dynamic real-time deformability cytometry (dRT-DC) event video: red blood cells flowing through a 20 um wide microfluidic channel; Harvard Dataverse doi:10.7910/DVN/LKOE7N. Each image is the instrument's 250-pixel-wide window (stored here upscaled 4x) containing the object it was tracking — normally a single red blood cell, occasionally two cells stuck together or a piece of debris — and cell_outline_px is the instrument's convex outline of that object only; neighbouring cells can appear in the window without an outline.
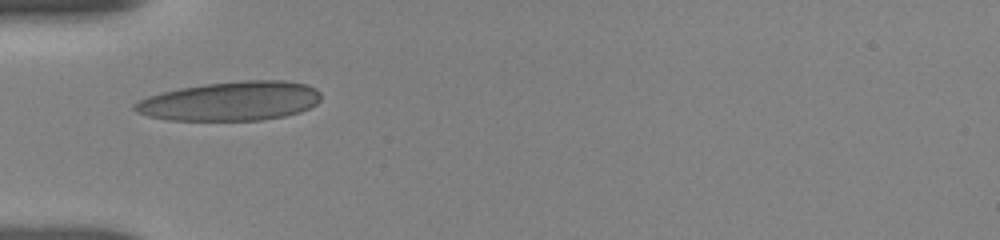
{"species": "human", "species_latin": "Homo sapiens", "temperature_condition": "room temperature", "stored_images_in_passage": 28, "camera_frame_rate_fps": 3000, "um_per_image_px": 0.085, "donor": {"sex": "female"}, "frame": {"image": 1, "passage_image": 1, "time_ms": 0.0, "image_size_px": [1000, 240], "cell_outline_px": [[320, 100], [316, 104], [300, 112], [284, 116], [260, 120], [168, 120], [148, 116], [136, 112], [132, 108], [140, 100], [148, 96], [180, 88], [204, 84], [244, 80], [284, 80], [308, 84], [316, 88], [320, 92]], "centroid_in_image_um": [19.63, 8.59], "position_along_channel_um": 65.4, "area_um2": 42.48}}
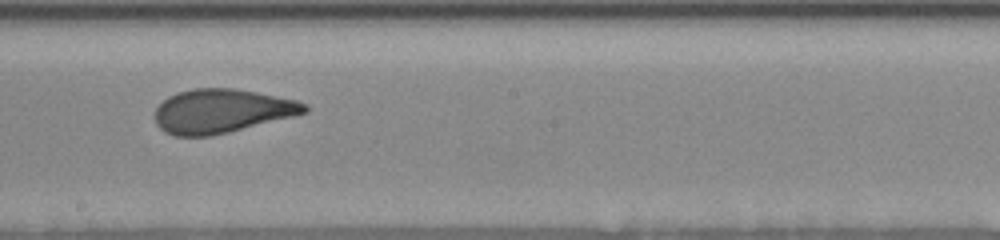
{"frame": {"image": 2, "passage_image": 16, "time_ms": 4.333, "image_size_px": [1000, 240], "cell_outline_px": [[308, 112], [212, 136], [176, 136], [164, 132], [156, 124], [156, 108], [168, 96], [192, 88], [236, 88], [296, 100], [308, 104]], "centroid_in_image_um": [18.83, 9.43], "position_along_channel_um": 229.4, "area_um2": 38.03}}
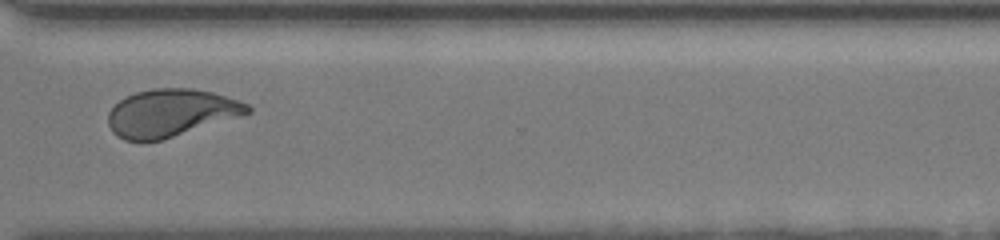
{"frame": {"image": 3, "passage_image": 27, "time_ms": 7.667, "image_size_px": [1000, 240], "cell_outline_px": [[252, 112], [240, 116], [160, 140], [124, 140], [116, 136], [112, 132], [108, 124], [108, 112], [124, 96], [136, 92], [152, 88], [192, 88], [212, 92], [248, 104], [252, 108]], "centroid_in_image_um": [14.49, 9.58], "position_along_channel_um": 356.1, "area_um2": 38.26}}